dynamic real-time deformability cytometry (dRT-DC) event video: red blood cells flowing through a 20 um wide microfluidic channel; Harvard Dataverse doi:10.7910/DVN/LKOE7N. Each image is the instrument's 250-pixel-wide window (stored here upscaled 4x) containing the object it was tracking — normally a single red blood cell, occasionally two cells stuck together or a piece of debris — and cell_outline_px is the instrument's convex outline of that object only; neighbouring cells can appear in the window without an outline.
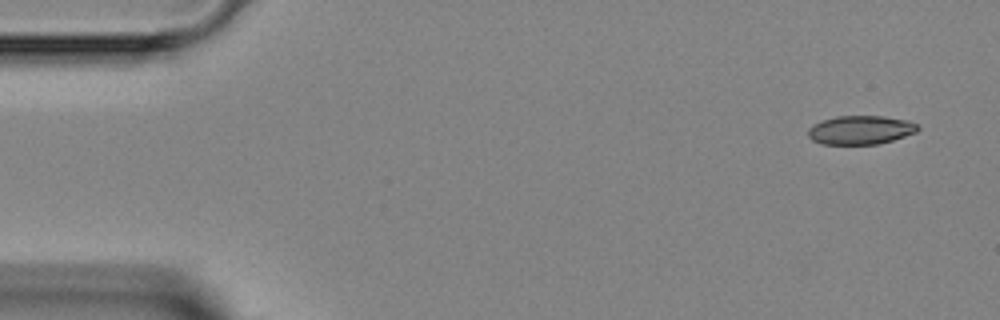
{"species": "Egyptian fruit bat (a non-hibernating species)", "species_latin": "Rousettus aegyptiacus", "temperature_condition": "room temperature", "stored_images_in_passage": 3, "camera_frame_rate_fps": 3000, "um_per_image_px": 0.085, "animal": {"sex": "female"}, "frame": {"image": 1, "passage_image": 1, "time_ms": 0.0, "image_size_px": [1000, 320], "cell_outline_px": [[920, 128], [916, 132], [880, 144], [820, 144], [812, 140], [808, 136], [808, 128], [824, 120], [836, 116], [884, 116], [908, 120], [916, 124]], "centroid_in_image_um": [73.15, 11.05], "position_along_channel_um": 11.8, "area_um2": 18.32}}
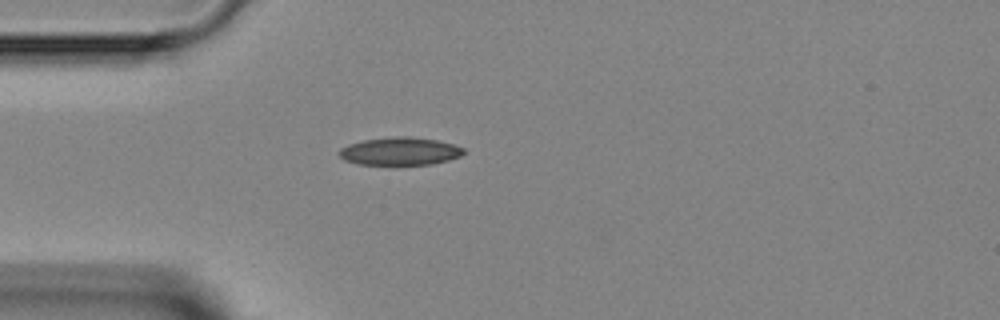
{"frame": {"image": 2, "passage_image": 3, "time_ms": 3.333, "image_size_px": [1000, 320], "cell_outline_px": [[464, 152], [460, 156], [448, 160], [432, 164], [360, 164], [344, 160], [336, 152], [340, 148], [348, 144], [364, 140], [392, 136], [408, 136], [436, 140], [452, 144], [464, 148]], "centroid_in_image_um": [33.96, 12.85], "position_along_channel_um": 51.0, "area_um2": 20.11}}